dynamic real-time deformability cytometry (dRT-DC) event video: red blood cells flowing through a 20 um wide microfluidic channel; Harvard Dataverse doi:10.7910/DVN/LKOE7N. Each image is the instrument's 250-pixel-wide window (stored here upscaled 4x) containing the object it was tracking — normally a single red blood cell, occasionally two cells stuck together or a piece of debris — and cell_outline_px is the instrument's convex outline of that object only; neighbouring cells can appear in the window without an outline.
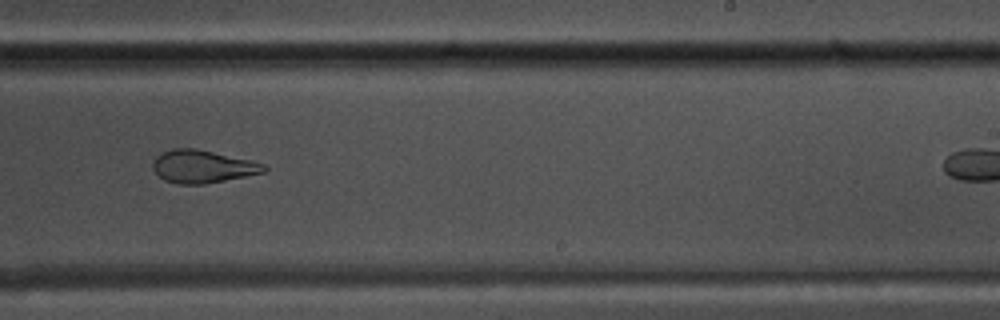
{"species": "common noctule bat (a hibernating species)", "species_latin": "Nyctalus noctula", "temperature_condition": "warm", "stored_images_in_passage": 39, "camera_frame_rate_fps": 3000, "um_per_image_px": 0.085, "animal": {"sex": "male", "body_mass_g": 17.5, "forearm_length_mm": 52.3}, "frame": {"image": 1, "passage_image": 28, "time_ms": 9.0, "image_size_px": [1000, 320], "cell_outline_px": [[268, 168], [264, 172], [204, 184], [176, 184], [164, 180], [152, 168], [152, 160], [160, 152], [172, 148], [196, 148], [252, 160], [264, 164]], "centroid_in_image_um": [17.18, 14.14], "position_along_channel_um": 271.8, "area_um2": 21.33}}